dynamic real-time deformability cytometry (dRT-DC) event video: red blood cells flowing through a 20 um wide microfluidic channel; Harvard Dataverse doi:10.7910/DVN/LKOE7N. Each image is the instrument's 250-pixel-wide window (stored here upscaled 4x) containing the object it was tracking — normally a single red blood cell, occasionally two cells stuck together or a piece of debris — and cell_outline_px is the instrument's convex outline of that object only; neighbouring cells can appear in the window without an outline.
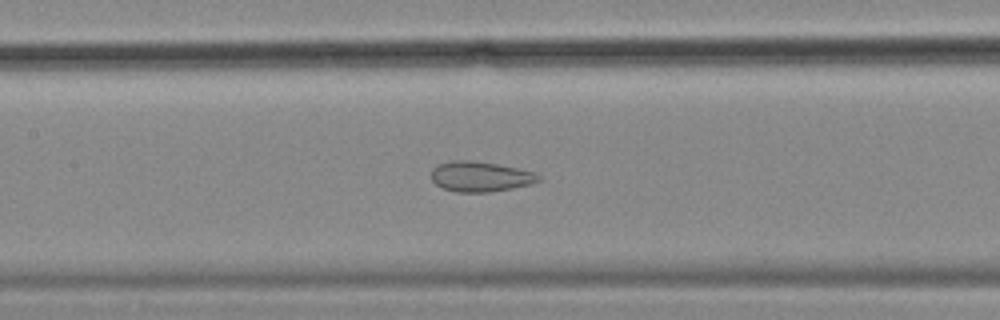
{"species": "common noctule bat (a hibernating species)", "species_latin": "Nyctalus noctula", "temperature_condition": "cold", "stored_images_in_passage": 42, "camera_frame_rate_fps": 3000, "um_per_image_px": 0.085, "animal": {"sex": "female", "body_mass_g": 18.4}, "frame": {"image": 1, "passage_image": 11, "time_ms": 3.333, "image_size_px": [1000, 320], "cell_outline_px": [[540, 180], [528, 184], [512, 188], [488, 192], [456, 192], [444, 188], [436, 184], [432, 180], [432, 168], [440, 164], [452, 160], [472, 160], [496, 164], [516, 168], [532, 172], [540, 176]], "centroid_in_image_um": [40.79, 15.0], "position_along_channel_um": 166.6, "area_um2": 18.55}}
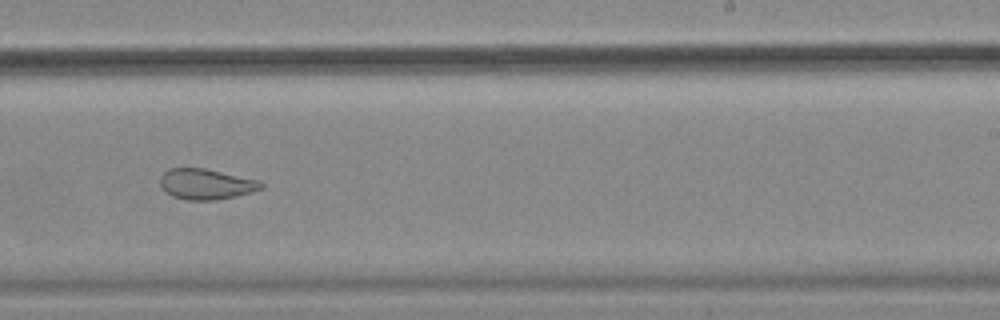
{"frame": {"image": 2, "passage_image": 20, "time_ms": 6.333, "image_size_px": [1000, 320], "cell_outline_px": [[264, 188], [236, 196], [216, 200], [188, 200], [172, 196], [160, 184], [160, 176], [168, 168], [204, 168], [260, 180], [264, 184]], "centroid_in_image_um": [17.54, 15.64], "position_along_channel_um": 271.5, "area_um2": 17.98}}
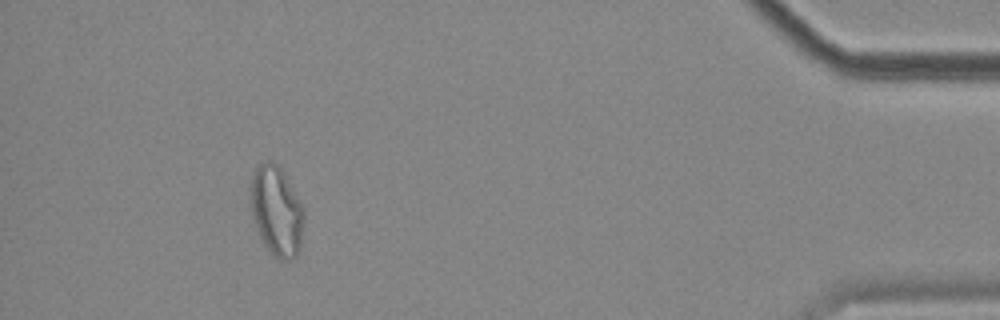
{"frame": {"image": 3, "passage_image": 37, "time_ms": 12.0, "image_size_px": [1000, 320], "cell_outline_px": [[304, 220], [300, 248], [296, 256], [288, 260], [280, 260], [264, 244], [260, 236], [252, 212], [252, 172], [264, 160], [272, 160], [280, 168], [304, 208]], "centroid_in_image_um": [23.53, 17.93], "position_along_channel_um": 411.7, "area_um2": 27.28}, "authors_computed_cell_mechanics": {"area_um2": 20.6924, "velocity_mm_per_s": 3.5205, "shape_relaxation_time_tau1_ms": null, "shape_relaxation_time_tau2_ms": 2.0048, "deformation_change_tau1": null, "deformation_change_tau2": 0.0861}}